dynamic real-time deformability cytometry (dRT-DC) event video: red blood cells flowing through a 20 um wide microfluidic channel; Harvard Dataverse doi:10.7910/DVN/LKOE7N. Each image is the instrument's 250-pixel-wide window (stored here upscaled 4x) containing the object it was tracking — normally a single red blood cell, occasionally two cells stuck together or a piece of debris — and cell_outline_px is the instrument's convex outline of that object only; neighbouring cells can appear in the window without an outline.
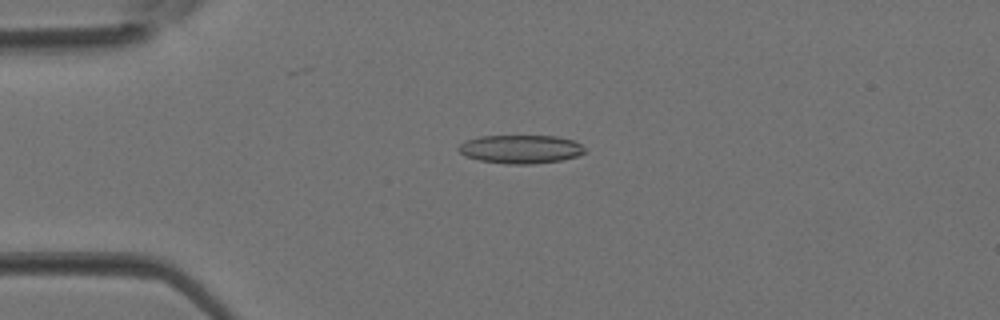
{"species": "Egyptian fruit bat (a non-hibernating species)", "species_latin": "Rousettus aegyptiacus", "temperature_condition": "room temperature", "stored_images_in_passage": 2, "camera_frame_rate_fps": 3000, "um_per_image_px": 0.085, "animal": {"sex": "female"}, "frame": {"image": 1, "passage_image": 2, "time_ms": 0.333, "image_size_px": [1000, 320], "cell_outline_px": [[588, 152], [576, 156], [560, 160], [532, 164], [508, 164], [480, 160], [464, 156], [456, 148], [460, 144], [468, 140], [480, 136], [556, 136], [572, 140], [580, 144]], "centroid_in_image_um": [44.25, 12.68], "position_along_channel_um": 40.8, "area_um2": 20.87}}